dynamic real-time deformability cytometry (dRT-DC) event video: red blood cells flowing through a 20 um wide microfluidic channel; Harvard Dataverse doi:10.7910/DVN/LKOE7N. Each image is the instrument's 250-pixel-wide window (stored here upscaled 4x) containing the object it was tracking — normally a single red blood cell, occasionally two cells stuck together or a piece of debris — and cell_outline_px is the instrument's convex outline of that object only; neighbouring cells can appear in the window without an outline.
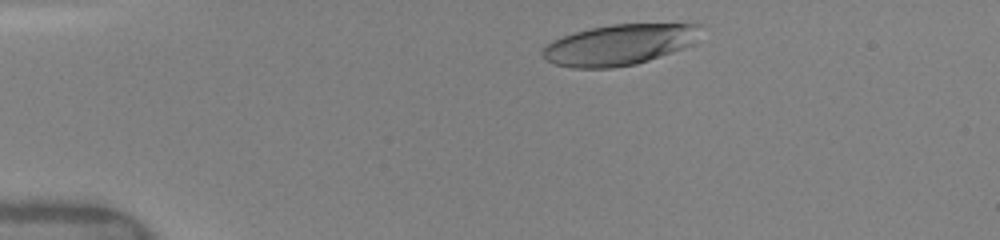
{"species": "human", "species_latin": "Homo sapiens", "temperature_condition": "warm", "stored_images_in_passage": 8, "camera_frame_rate_fps": 3000, "um_per_image_px": 0.085, "donor": {"sex": "female"}, "frame": {"image": 1, "passage_image": 2, "time_ms": 0.667, "image_size_px": [1000, 240], "cell_outline_px": [[700, 24], [692, 44], [648, 60], [636, 64], [612, 68], [572, 68], [556, 64], [544, 60], [540, 52], [552, 40], [588, 28], [612, 24]], "centroid_in_image_um": [52.54, 3.81], "position_along_channel_um": 32.5, "area_um2": 36.99}}
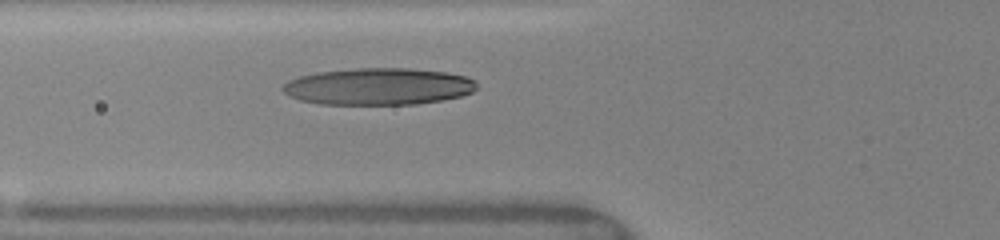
{"frame": {"image": 2, "passage_image": 8, "time_ms": 3.667, "image_size_px": [1000, 240], "cell_outline_px": [[476, 88], [472, 92], [460, 96], [440, 100], [416, 104], [320, 104], [300, 100], [284, 92], [280, 88], [288, 80], [300, 76], [316, 72], [356, 68], [408, 68], [448, 72], [464, 76], [476, 80]], "centroid_in_image_um": [32.16, 7.34], "position_along_channel_um": 93.6, "area_um2": 41.67}}